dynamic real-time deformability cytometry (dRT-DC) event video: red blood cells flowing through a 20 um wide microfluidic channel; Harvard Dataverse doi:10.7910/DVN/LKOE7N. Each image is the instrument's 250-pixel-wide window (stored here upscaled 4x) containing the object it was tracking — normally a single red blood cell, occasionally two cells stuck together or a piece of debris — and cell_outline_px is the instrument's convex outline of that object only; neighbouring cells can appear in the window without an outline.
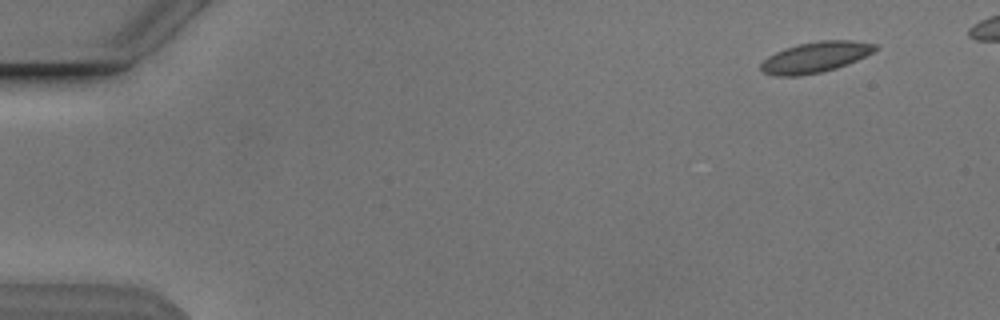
{"species": "Egyptian fruit bat (a non-hibernating species)", "species_latin": "Rousettus aegyptiacus", "temperature_condition": "cold", "stored_images_in_passage": 47, "camera_frame_rate_fps": 3000, "um_per_image_px": 0.085, "animal": {"sex": "male"}, "frame": {"image": 1, "passage_image": 1, "time_ms": 0.0, "image_size_px": [1000, 320], "cell_outline_px": [[876, 48], [872, 52], [856, 60], [836, 68], [820, 72], [796, 76], [776, 76], [764, 72], [760, 68], [760, 64], [768, 56], [784, 48], [796, 44], [820, 40], [852, 40], [876, 44]], "centroid_in_image_um": [69.27, 4.85], "position_along_channel_um": 15.7, "area_um2": 20.23}}
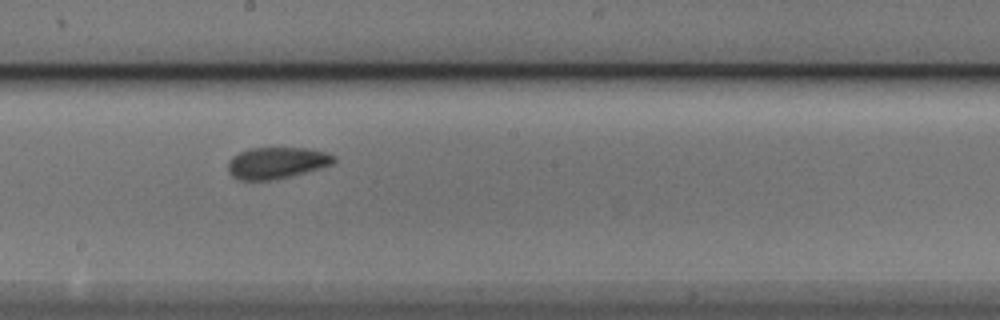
{"frame": {"image": 2, "passage_image": 27, "time_ms": 8.667, "image_size_px": [1000, 320], "cell_outline_px": [[336, 160], [332, 164], [320, 168], [272, 180], [236, 180], [228, 172], [228, 160], [232, 156], [248, 148], [308, 148], [328, 152], [336, 156]], "centroid_in_image_um": [23.5, 13.83], "position_along_channel_um": 224.7, "area_um2": 19.54}}
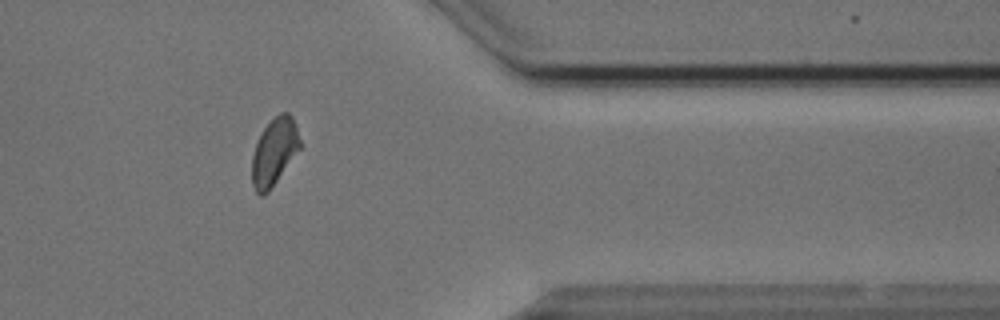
{"frame": {"image": 3, "passage_image": 41, "time_ms": 13.333, "image_size_px": [1000, 320], "cell_outline_px": [[300, 148], [268, 192], [260, 196], [256, 192], [252, 184], [252, 156], [256, 144], [264, 128], [280, 112], [288, 112], [292, 116], [296, 124], [300, 140]], "centroid_in_image_um": [23.31, 12.9], "position_along_channel_um": 388.1, "area_um2": 18.44}}